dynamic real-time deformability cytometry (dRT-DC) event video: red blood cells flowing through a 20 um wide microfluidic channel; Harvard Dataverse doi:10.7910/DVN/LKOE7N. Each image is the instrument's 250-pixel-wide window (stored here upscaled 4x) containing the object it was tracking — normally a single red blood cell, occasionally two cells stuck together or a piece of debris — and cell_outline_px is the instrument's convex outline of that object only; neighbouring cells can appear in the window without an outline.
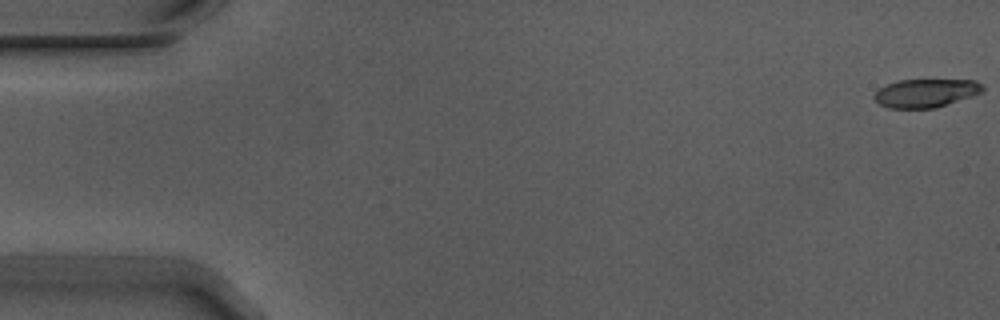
{"species": "Egyptian fruit bat (a non-hibernating species)", "species_latin": "Rousettus aegyptiacus", "temperature_condition": "warm", "stored_images_in_passage": 6, "camera_frame_rate_fps": 3000, "um_per_image_px": 0.085, "animal": {"sex": "male"}, "frame": {"image": 1, "passage_image": 1, "time_ms": 0.0, "image_size_px": [1000, 320], "cell_outline_px": [[984, 92], [936, 108], [888, 108], [880, 104], [872, 96], [880, 88], [888, 84], [900, 80], [976, 80], [984, 84]], "centroid_in_image_um": [78.74, 7.91], "position_along_channel_um": 6.3, "area_um2": 17.98}}